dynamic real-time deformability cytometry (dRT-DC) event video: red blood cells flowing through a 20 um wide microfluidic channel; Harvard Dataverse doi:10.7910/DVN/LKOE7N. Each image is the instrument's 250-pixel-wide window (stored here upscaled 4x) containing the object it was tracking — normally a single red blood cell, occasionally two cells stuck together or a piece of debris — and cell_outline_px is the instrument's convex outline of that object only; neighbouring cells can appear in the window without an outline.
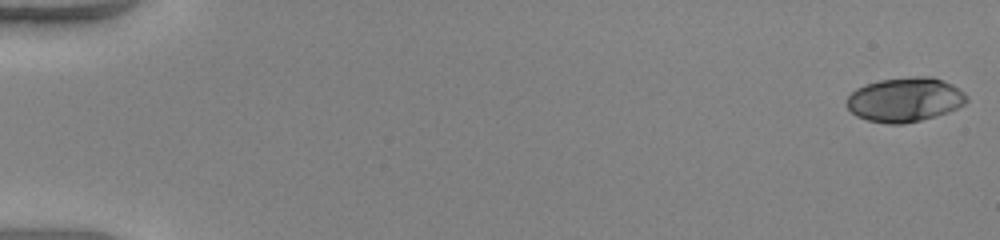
{"species": "human", "species_latin": "Homo sapiens", "temperature_condition": "warm", "stored_images_in_passage": 51, "camera_frame_rate_fps": 3000, "um_per_image_px": 0.085, "donor": {"sex": "female"}, "frame": {"image": 1, "passage_image": 1, "time_ms": 0.0, "image_size_px": [1000, 240], "cell_outline_px": [[968, 100], [964, 104], [948, 112], [920, 120], [904, 124], [888, 124], [868, 120], [856, 116], [848, 108], [848, 96], [856, 88], [864, 84], [880, 80], [916, 76], [932, 76], [944, 80], [952, 84], [964, 92], [968, 96]], "centroid_in_image_um": [76.93, 8.46], "position_along_channel_um": 8.1, "area_um2": 30.98}}
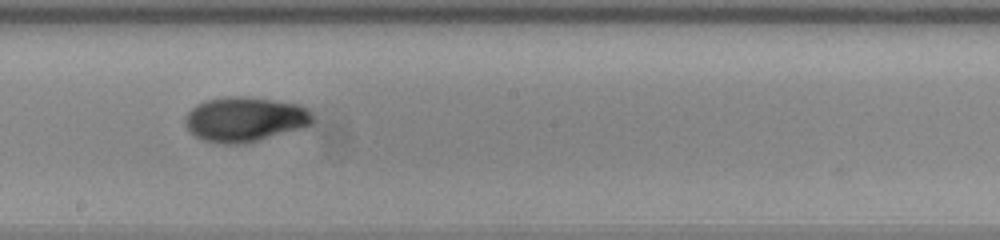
{"frame": {"image": 2, "passage_image": 30, "time_ms": 9.667, "image_size_px": [1000, 240], "cell_outline_px": [[316, 120], [312, 124], [304, 128], [240, 144], [224, 144], [204, 140], [196, 136], [184, 124], [184, 116], [196, 104], [204, 100], [228, 96], [244, 96], [300, 104], [308, 108], [312, 112]], "centroid_in_image_um": [20.85, 10.12], "position_along_channel_um": 227.4, "area_um2": 33.47}}
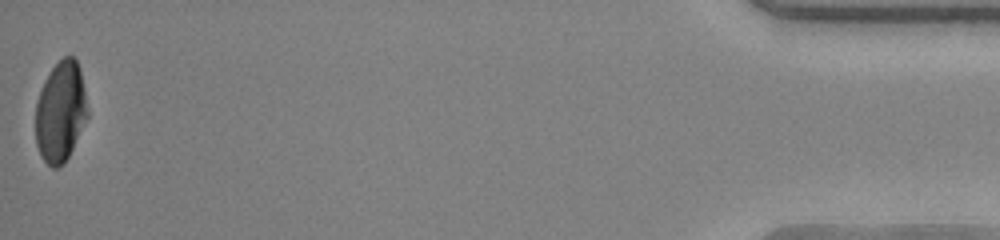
{"frame": {"image": 3, "passage_image": 51, "time_ms": 16.667, "image_size_px": [1000, 240], "cell_outline_px": [[88, 116], [64, 164], [56, 168], [52, 168], [40, 156], [36, 144], [36, 104], [44, 80], [52, 68], [64, 56], [72, 56], [76, 60], [80, 68], [84, 88], [88, 112]], "centroid_in_image_um": [5.14, 9.5], "position_along_channel_um": 430.1, "area_um2": 30.23}, "authors_computed_cell_mechanics": {"area_um2": 31.4432, "velocity_mm_per_s": 4.1407, "shape_relaxation_time_tau1_ms": 6.0462, "shape_relaxation_time_tau2_ms": 0.942, "deformation_change_tau1": 0.2431, "deformation_change_tau2": 0.0404}}